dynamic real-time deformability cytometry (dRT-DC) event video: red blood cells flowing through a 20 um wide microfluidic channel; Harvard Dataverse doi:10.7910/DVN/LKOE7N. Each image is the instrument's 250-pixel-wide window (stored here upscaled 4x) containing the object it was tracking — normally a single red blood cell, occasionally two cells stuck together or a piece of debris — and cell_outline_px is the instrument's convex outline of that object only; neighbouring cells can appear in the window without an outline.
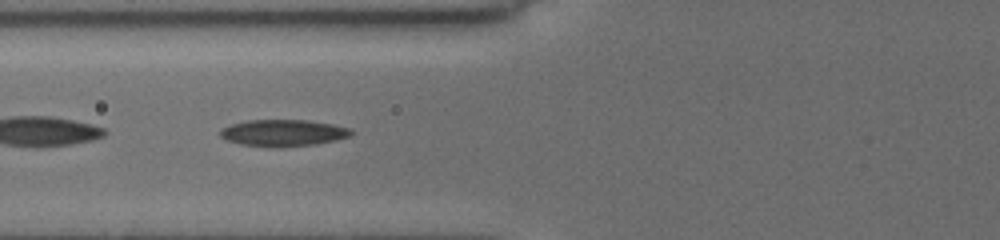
{"species": "common noctule bat (a hibernating species)", "species_latin": "Nyctalus noctula", "temperature_condition": "cold", "stored_images_in_passage": 45, "camera_frame_rate_fps": 3000, "um_per_image_px": 0.085, "animal": {"sex": "female", "body_mass_g": 19.5, "forearm_length_mm": 54.1}, "frame": {"image": 1, "passage_image": 13, "time_ms": 4.0, "image_size_px": [1000, 240], "cell_outline_px": [[352, 136], [336, 140], [316, 144], [280, 148], [268, 148], [240, 144], [228, 140], [220, 136], [220, 128], [232, 124], [248, 120], [308, 120], [332, 124], [352, 128]], "centroid_in_image_um": [24.09, 11.31], "position_along_channel_um": 101.7, "area_um2": 20.69}}
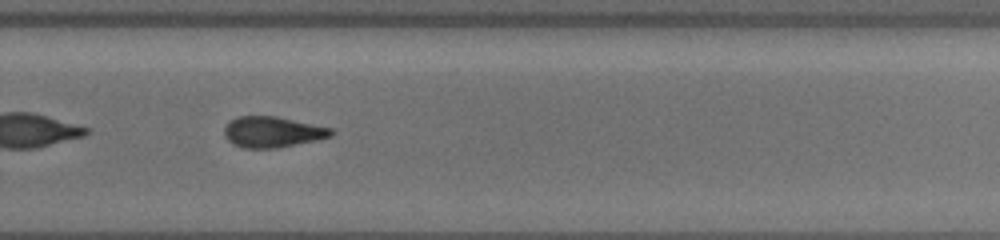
{"frame": {"image": 2, "passage_image": 29, "time_ms": 9.333, "image_size_px": [1000, 240], "cell_outline_px": [[336, 132], [332, 136], [316, 140], [276, 148], [244, 148], [228, 140], [224, 136], [224, 128], [236, 116], [276, 116], [332, 128]], "centroid_in_image_um": [23.18, 11.21], "position_along_channel_um": 306.6, "area_um2": 19.07}}
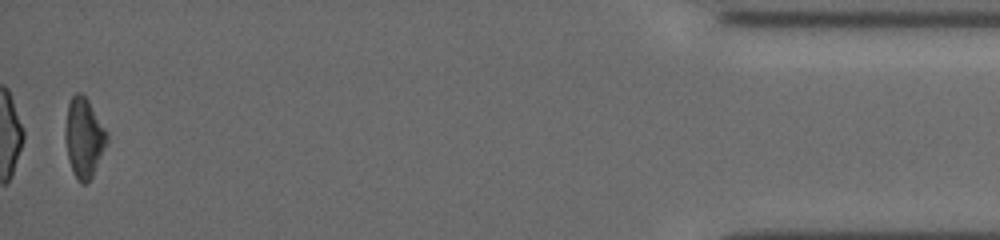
{"frame": {"image": 3, "passage_image": 44, "time_ms": 14.333, "image_size_px": [1000, 240], "cell_outline_px": [[108, 140], [92, 176], [84, 184], [80, 184], [72, 172], [68, 160], [64, 136], [64, 128], [68, 104], [72, 96], [76, 92], [80, 92], [88, 100], [108, 132]], "centroid_in_image_um": [7.11, 11.69], "position_along_channel_um": 428.1, "area_um2": 19.42}, "authors_computed_cell_mechanics": {"area_um2": 20.0566, "velocity_mm_per_s": 3.8518, "shape_relaxation_time_tau1_ms": 3.7573, "shape_relaxation_time_tau2_ms": 9.4031, "deformation_change_tau1": 0.1306, "deformation_change_tau2": 0.2133}}